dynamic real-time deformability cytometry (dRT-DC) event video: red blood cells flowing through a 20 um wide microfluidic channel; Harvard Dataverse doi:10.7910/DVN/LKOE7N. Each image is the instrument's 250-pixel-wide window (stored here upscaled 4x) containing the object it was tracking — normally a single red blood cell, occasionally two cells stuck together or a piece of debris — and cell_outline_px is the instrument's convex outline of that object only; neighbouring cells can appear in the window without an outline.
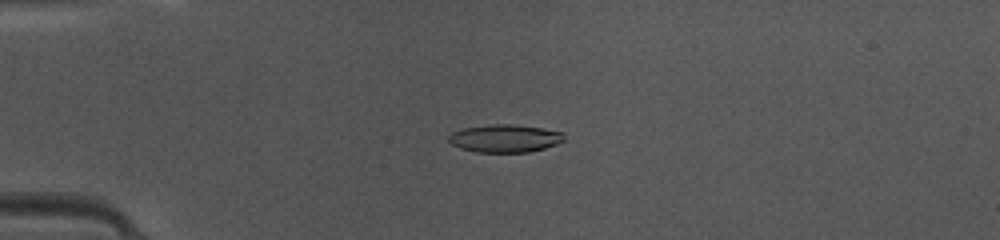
{"species": "common noctule bat (a hibernating species)", "species_latin": "Nyctalus noctula", "temperature_condition": "warm", "stored_images_in_passage": 48, "camera_frame_rate_fps": 3000, "um_per_image_px": 0.085, "animal": {"sex": "female", "body_mass_g": 10.0, "forearm_length_mm": 53.1}, "frame": {"image": 1, "passage_image": 13, "time_ms": 4.0, "image_size_px": [1000, 240], "cell_outline_px": [[564, 140], [556, 144], [544, 148], [528, 152], [476, 152], [460, 148], [452, 144], [448, 140], [448, 136], [452, 132], [464, 128], [492, 124], [512, 124], [540, 128], [564, 132]], "centroid_in_image_um": [42.9, 11.76], "position_along_channel_um": 42.1, "area_um2": 18.61}}
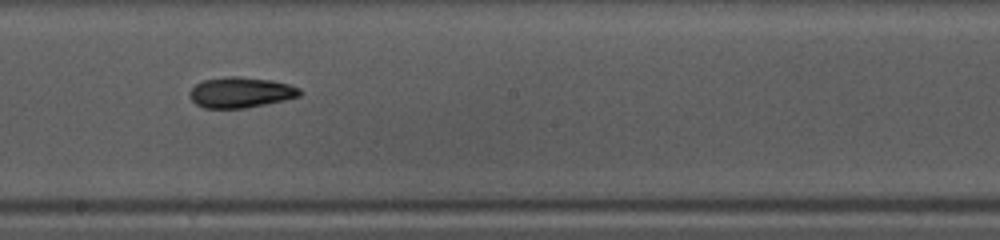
{"frame": {"image": 2, "passage_image": 28, "time_ms": 9.0, "image_size_px": [1000, 240], "cell_outline_px": [[304, 92], [300, 96], [284, 100], [244, 108], [204, 108], [196, 104], [192, 100], [192, 88], [196, 84], [204, 80], [228, 76], [240, 76], [272, 80], [288, 84], [300, 88]], "centroid_in_image_um": [20.51, 7.85], "position_along_channel_um": 227.7, "area_um2": 19.48}}
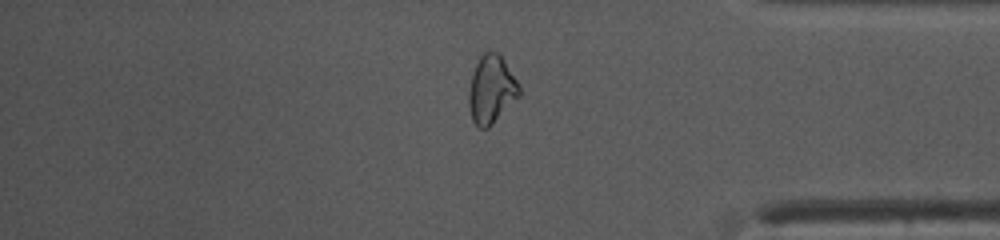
{"frame": {"image": 3, "passage_image": 41, "time_ms": 13.333, "image_size_px": [1000, 240], "cell_outline_px": [[520, 96], [488, 128], [480, 128], [472, 120], [468, 104], [468, 92], [472, 72], [480, 56], [484, 52], [500, 52], [520, 84]], "centroid_in_image_um": [41.78, 7.58], "position_along_channel_um": 393.4, "area_um2": 20.23}, "authors_computed_cell_mechanics": {"area_um2": 19.1029, "velocity_mm_per_s": 4.2098, "shape_relaxation_time_tau1_ms": 4.3451, "shape_relaxation_time_tau2_ms": 7.4242, "deformation_change_tau1": 0.12, "deformation_change_tau2": 0.1788}}